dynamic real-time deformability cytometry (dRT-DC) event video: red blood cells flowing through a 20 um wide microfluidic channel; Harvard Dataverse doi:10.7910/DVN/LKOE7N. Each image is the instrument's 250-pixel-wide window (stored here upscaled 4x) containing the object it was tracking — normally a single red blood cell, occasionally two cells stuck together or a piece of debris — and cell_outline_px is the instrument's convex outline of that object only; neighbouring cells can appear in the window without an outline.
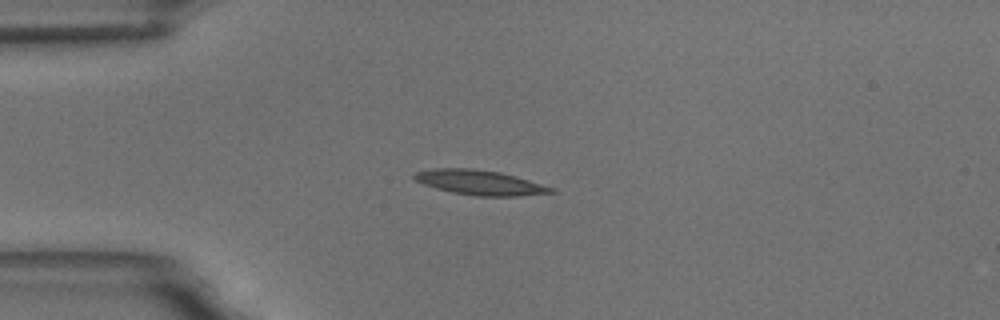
{"species": "common noctule bat (a hibernating species)", "species_latin": "Nyctalus noctula", "temperature_condition": "room temperature", "stored_images_in_passage": 7, "camera_frame_rate_fps": 3000, "um_per_image_px": 0.085, "animal": {"sex": "male", "body_mass_g": 18.8}, "frame": {"image": 1, "passage_image": 3, "time_ms": 3.333, "image_size_px": [1000, 320], "cell_outline_px": [[556, 192], [516, 196], [476, 196], [452, 192], [436, 188], [424, 184], [416, 180], [412, 176], [416, 172], [432, 168], [472, 168], [500, 172], [516, 176], [556, 188]], "centroid_in_image_um": [40.81, 15.51], "position_along_channel_um": 44.2, "area_um2": 19.77}}
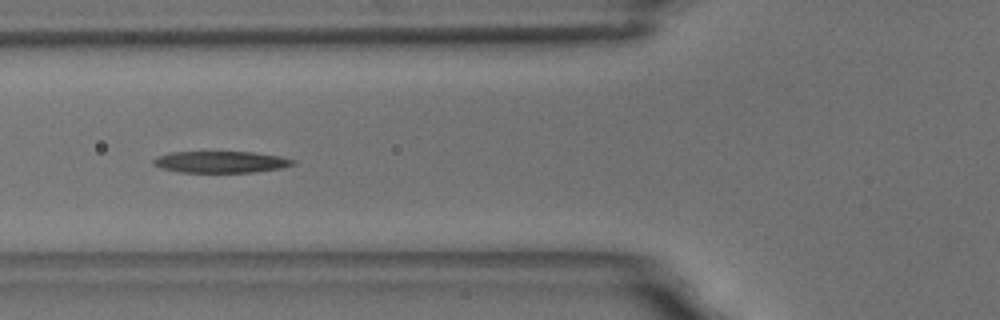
{"frame": {"image": 2, "passage_image": 5, "time_ms": 5.667, "image_size_px": [1000, 320], "cell_outline_px": [[296, 164], [280, 168], [252, 172], [180, 172], [160, 168], [152, 164], [152, 160], [156, 156], [172, 152], [252, 152], [280, 156], [296, 160]], "centroid_in_image_um": [18.75, 13.76], "position_along_channel_um": 107.1, "area_um2": 17.57}}
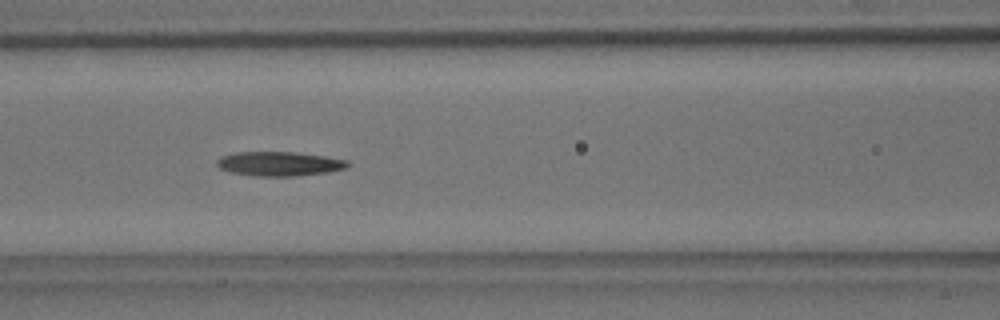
{"frame": {"image": 3, "passage_image": 6, "time_ms": 6.667, "image_size_px": [1000, 320], "cell_outline_px": [[352, 164], [348, 168], [328, 172], [296, 176], [256, 176], [232, 172], [220, 168], [216, 164], [216, 160], [220, 156], [236, 152], [292, 152], [324, 156], [348, 160]], "centroid_in_image_um": [23.77, 13.92], "position_along_channel_um": 142.8, "area_um2": 18.61}}